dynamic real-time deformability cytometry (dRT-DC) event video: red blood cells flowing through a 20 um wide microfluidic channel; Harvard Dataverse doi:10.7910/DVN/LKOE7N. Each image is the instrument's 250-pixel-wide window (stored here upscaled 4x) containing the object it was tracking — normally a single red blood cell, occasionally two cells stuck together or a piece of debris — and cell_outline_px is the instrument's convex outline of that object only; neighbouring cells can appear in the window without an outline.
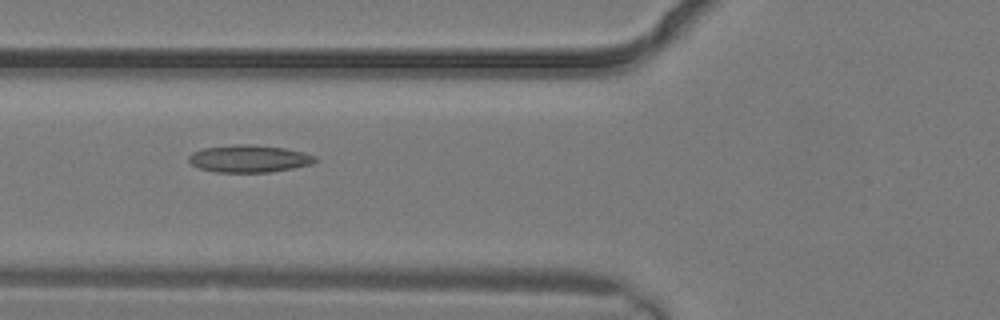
{"species": "common noctule bat (a hibernating species)", "species_latin": "Nyctalus noctula", "temperature_condition": "warm", "stored_images_in_passage": 3, "camera_frame_rate_fps": 3000, "um_per_image_px": 0.085, "animal": {"sex": "male", "body_mass_g": 19.2, "forearm_length_mm": 51.8}, "frame": {"image": 1, "passage_image": 3, "time_ms": 0.667, "image_size_px": [1000, 320], "cell_outline_px": [[316, 160], [312, 164], [292, 168], [268, 172], [216, 172], [200, 168], [192, 164], [188, 160], [188, 156], [192, 152], [204, 148], [236, 144], [248, 144], [284, 148], [304, 152], [316, 156]], "centroid_in_image_um": [21.17, 13.48], "position_along_channel_um": 104.6, "area_um2": 20.0}}